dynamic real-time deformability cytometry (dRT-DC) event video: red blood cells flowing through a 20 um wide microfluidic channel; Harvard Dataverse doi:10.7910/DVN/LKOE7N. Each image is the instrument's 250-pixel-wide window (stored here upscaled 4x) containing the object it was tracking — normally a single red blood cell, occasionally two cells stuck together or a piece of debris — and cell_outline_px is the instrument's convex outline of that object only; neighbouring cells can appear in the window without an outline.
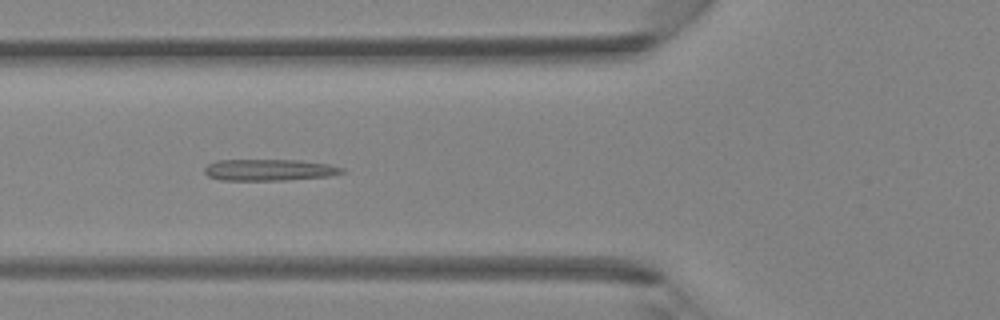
{"species": "Egyptian fruit bat (a non-hibernating species)", "species_latin": "Rousettus aegyptiacus", "temperature_condition": "room temperature", "stored_images_in_passage": 34, "segment_of_instrument_passage": [1, 2], "camera_frame_rate_fps": 3000, "um_per_image_px": 0.085, "animal": {"sex": "female"}, "frame": {"image": 1, "passage_image": 6, "time_ms": 1.667, "image_size_px": [1000, 320], "cell_outline_px": [[348, 172], [328, 176], [284, 180], [220, 180], [208, 176], [204, 172], [204, 168], [208, 164], [216, 160], [300, 160], [328, 164], [344, 168]], "centroid_in_image_um": [22.89, 14.44], "position_along_channel_um": 102.9, "area_um2": 17.28}}
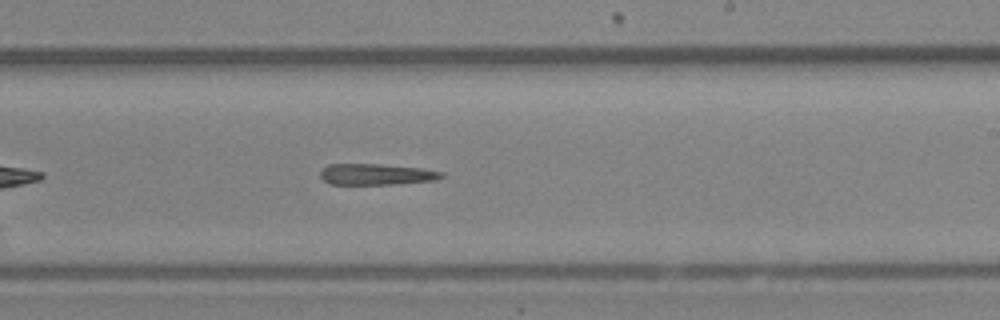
{"frame": {"image": 2, "passage_image": 16, "time_ms": 5.0, "image_size_px": [1000, 320], "cell_outline_px": [[444, 176], [436, 180], [392, 184], [328, 184], [320, 176], [320, 172], [328, 164], [380, 164], [420, 168], [444, 172]], "centroid_in_image_um": [31.98, 14.81], "position_along_channel_um": 257.0, "area_um2": 14.85}}
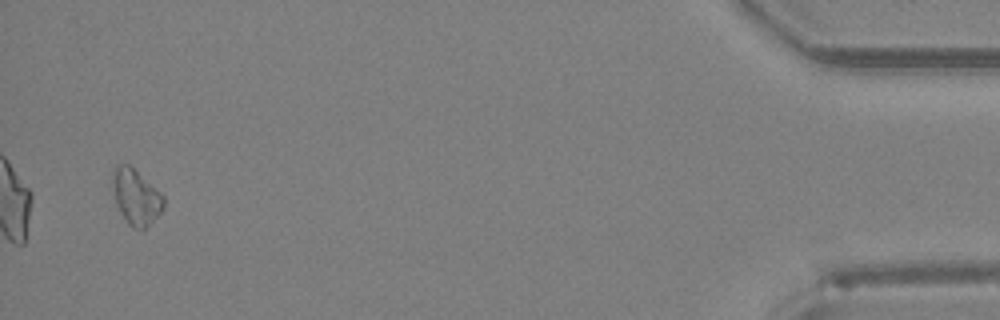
{"frame": {"image": 3, "passage_image": 32, "time_ms": 10.333, "image_size_px": [1000, 320], "cell_outline_px": [[164, 208], [144, 228], [132, 228], [128, 224], [120, 212], [116, 204], [112, 188], [112, 176], [116, 164], [128, 164], [160, 192], [164, 196]], "centroid_in_image_um": [11.53, 16.72], "position_along_channel_um": 423.7, "area_um2": 16.18}}